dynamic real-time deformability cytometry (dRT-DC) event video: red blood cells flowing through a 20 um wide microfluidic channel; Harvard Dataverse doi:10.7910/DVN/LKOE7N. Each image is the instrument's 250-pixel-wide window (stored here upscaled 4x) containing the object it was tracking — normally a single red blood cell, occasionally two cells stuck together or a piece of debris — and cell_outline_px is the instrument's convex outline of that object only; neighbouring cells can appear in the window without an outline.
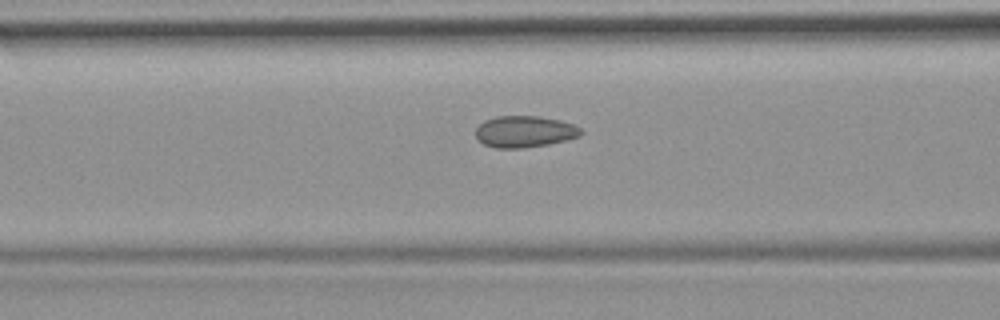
{"species": "common noctule bat (a hibernating species)", "species_latin": "Nyctalus noctula", "temperature_condition": "room temperature", "stored_images_in_passage": 13, "camera_frame_rate_fps": 3000, "um_per_image_px": 0.085, "animal": {"sex": "female", "body_mass_g": 19.9}, "frame": {"image": 1, "passage_image": 11, "time_ms": 3.333, "image_size_px": [1000, 320], "cell_outline_px": [[584, 132], [580, 136], [548, 144], [520, 148], [496, 148], [484, 144], [476, 136], [476, 128], [484, 120], [496, 116], [540, 116], [560, 120], [572, 124], [580, 128]], "centroid_in_image_um": [44.59, 11.17], "position_along_channel_um": 122.0, "area_um2": 19.25}}